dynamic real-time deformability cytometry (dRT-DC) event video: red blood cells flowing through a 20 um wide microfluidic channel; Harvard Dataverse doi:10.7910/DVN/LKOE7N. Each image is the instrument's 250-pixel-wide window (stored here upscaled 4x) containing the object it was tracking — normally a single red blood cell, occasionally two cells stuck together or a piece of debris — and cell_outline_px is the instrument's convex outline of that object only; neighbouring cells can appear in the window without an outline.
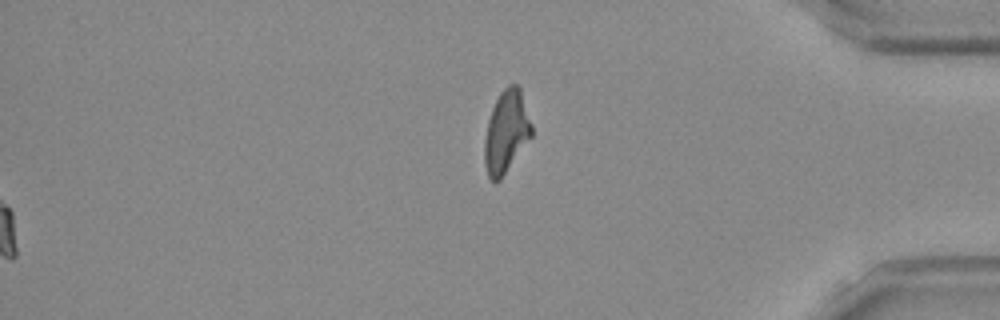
{"species": "Egyptian fruit bat (a non-hibernating species)", "species_latin": "Rousettus aegyptiacus", "temperature_condition": "room temperature", "stored_images_in_passage": 43, "segment_of_instrument_passage": [2, 2], "camera_frame_rate_fps": 3000, "um_per_image_px": 0.085, "frame": {"image": 1, "passage_image": 43, "time_ms": 14.0, "image_size_px": [1000, 320], "cell_outline_px": [[532, 136], [500, 180], [492, 180], [488, 176], [484, 164], [484, 140], [488, 120], [492, 108], [500, 92], [508, 84], [516, 84], [520, 88], [532, 124]], "centroid_in_image_um": [43.03, 11.19], "position_along_channel_um": 392.2, "area_um2": 22.54}}